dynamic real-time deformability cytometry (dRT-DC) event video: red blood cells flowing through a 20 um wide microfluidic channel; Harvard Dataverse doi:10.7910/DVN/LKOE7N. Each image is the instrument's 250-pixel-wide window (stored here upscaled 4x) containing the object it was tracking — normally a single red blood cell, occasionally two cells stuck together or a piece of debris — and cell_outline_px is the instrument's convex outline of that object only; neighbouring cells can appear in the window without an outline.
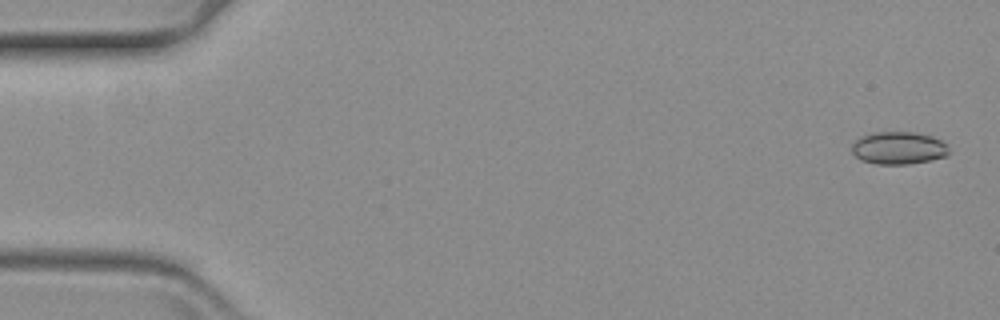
{"species": "common noctule bat (a hibernating species)", "species_latin": "Nyctalus noctula", "temperature_condition": "warm", "stored_images_in_passage": 15, "camera_frame_rate_fps": 3000, "um_per_image_px": 0.085, "animal": {"sex": "female", "body_mass_g": 19.3, "forearm_length_mm": 54.1}, "frame": {"image": 1, "passage_image": 2, "time_ms": 0.333, "image_size_px": [1000, 320], "cell_outline_px": [[948, 156], [908, 164], [876, 164], [864, 160], [856, 156], [852, 152], [852, 144], [856, 140], [864, 136], [876, 132], [916, 132], [932, 136], [940, 140], [944, 144], [948, 152]], "centroid_in_image_um": [76.38, 12.58], "position_along_channel_um": 8.6, "area_um2": 18.09}}